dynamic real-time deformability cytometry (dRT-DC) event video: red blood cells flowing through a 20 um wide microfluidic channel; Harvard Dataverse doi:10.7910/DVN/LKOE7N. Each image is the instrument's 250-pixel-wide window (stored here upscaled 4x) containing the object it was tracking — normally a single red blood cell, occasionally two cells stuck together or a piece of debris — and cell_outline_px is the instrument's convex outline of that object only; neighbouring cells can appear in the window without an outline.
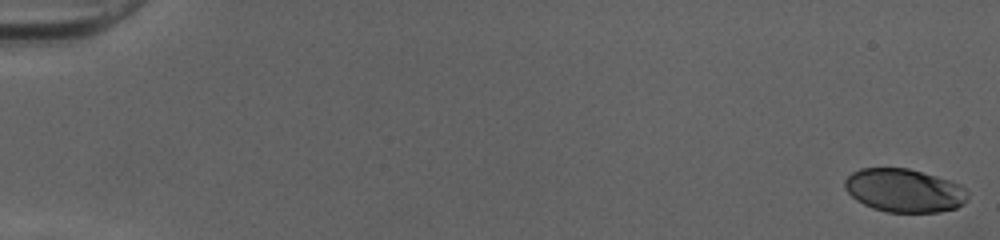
{"species": "human", "species_latin": "Homo sapiens", "temperature_condition": "cold", "stored_images_in_passage": 52, "camera_frame_rate_fps": 3000, "um_per_image_px": 0.085, "donor": {"sex": "female"}, "frame": {"image": 1, "passage_image": 1, "time_ms": 0.0, "image_size_px": [1000, 240], "cell_outline_px": [[968, 200], [964, 204], [956, 208], [940, 212], [888, 212], [872, 208], [856, 200], [844, 188], [844, 180], [852, 172], [860, 168], [908, 168], [936, 176], [960, 184], [968, 192]], "centroid_in_image_um": [76.87, 16.19], "position_along_channel_um": 8.1, "area_um2": 31.21}}
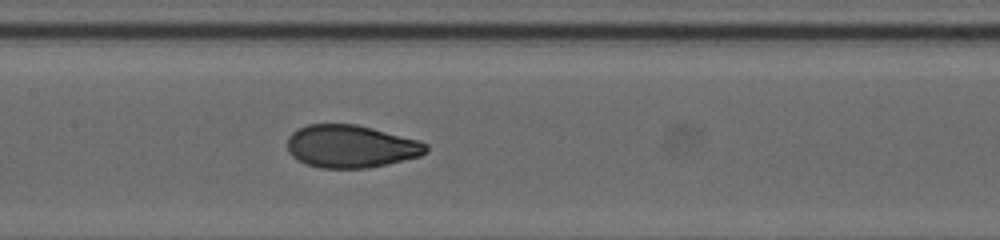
{"frame": {"image": 2, "passage_image": 27, "time_ms": 8.667, "image_size_px": [1000, 240], "cell_outline_px": [[428, 152], [420, 156], [388, 164], [368, 168], [320, 168], [296, 160], [288, 152], [288, 136], [292, 132], [308, 124], [356, 124], [420, 140], [428, 144]], "centroid_in_image_um": [29.85, 12.44], "position_along_channel_um": 177.6, "area_um2": 34.68}}
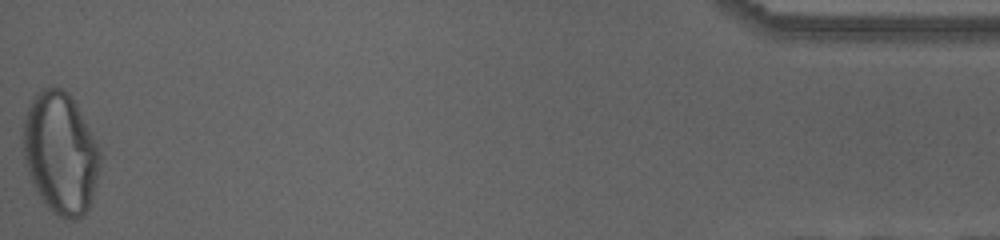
{"frame": {"image": 3, "passage_image": 52, "time_ms": 17.0, "image_size_px": [1000, 240], "cell_outline_px": [[104, 156], [92, 200], [84, 216], [76, 220], [64, 220], [52, 212], [44, 204], [32, 184], [24, 160], [24, 120], [28, 108], [36, 92], [40, 88], [64, 88], [76, 100]], "centroid_in_image_um": [5.2, 13.03], "position_along_channel_um": 430.0, "area_um2": 55.66}, "authors_computed_cell_mechanics": {"area_um2": 34.5355, "velocity_mm_per_s": 4.0537, "shape_relaxation_time_tau1_ms": 6.1006, "shape_relaxation_time_tau2_ms": 0.6818, "deformation_change_tau1": 0.212, "deformation_change_tau2": 0.0539}}